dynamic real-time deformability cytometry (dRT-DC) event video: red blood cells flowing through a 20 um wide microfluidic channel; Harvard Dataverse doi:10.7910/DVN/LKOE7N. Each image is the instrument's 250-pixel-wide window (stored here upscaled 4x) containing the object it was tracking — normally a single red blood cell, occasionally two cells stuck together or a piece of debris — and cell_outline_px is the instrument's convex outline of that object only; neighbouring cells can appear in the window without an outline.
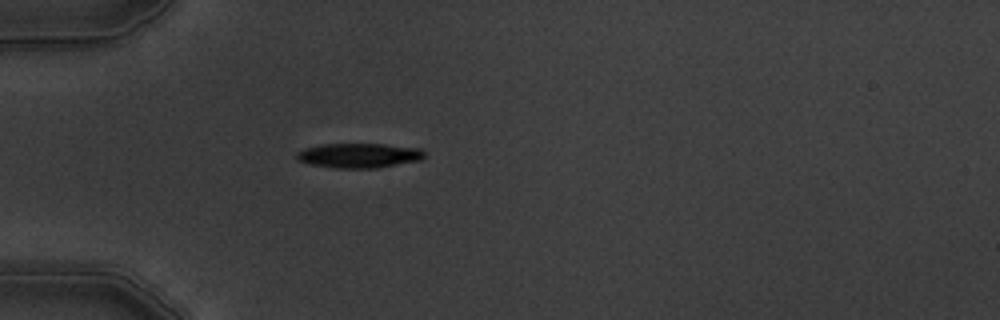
{"species": "common noctule bat (a hibernating species)", "species_latin": "Nyctalus noctula", "temperature_condition": "warm", "stored_images_in_passage": 1, "camera_frame_rate_fps": 3000, "um_per_image_px": 0.085, "animal": {"sex": "male", "body_mass_g": 19.5, "forearm_length_mm": 54.6}, "frame": {"image": 1, "passage_image": 1, "time_ms": 0.0, "image_size_px": [1000, 320], "cell_outline_px": [[424, 156], [420, 160], [376, 168], [332, 168], [308, 164], [296, 160], [296, 152], [304, 148], [320, 144], [384, 144], [420, 148], [424, 152]], "centroid_in_image_um": [30.45, 13.22], "position_along_channel_um": 54.6, "area_um2": 18.5}}